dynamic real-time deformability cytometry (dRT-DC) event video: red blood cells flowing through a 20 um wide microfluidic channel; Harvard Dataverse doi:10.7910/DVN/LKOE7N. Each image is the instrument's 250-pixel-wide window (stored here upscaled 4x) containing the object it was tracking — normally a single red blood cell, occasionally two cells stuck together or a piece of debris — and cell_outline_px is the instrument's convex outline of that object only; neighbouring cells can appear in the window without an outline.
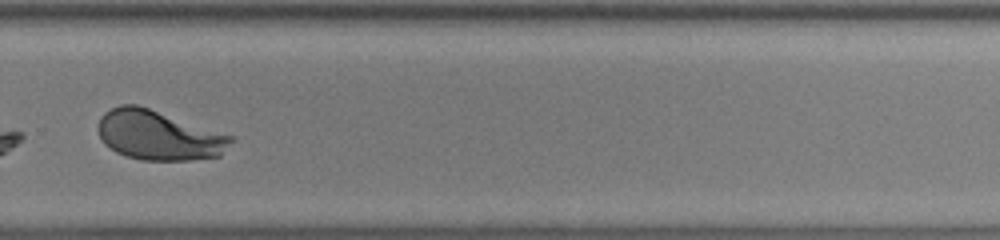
{"species": "human", "species_latin": "Homo sapiens", "temperature_condition": "warm", "stored_images_in_passage": 31, "camera_frame_rate_fps": 3000, "um_per_image_px": 0.085, "donor": {"sex": "male"}, "frame": {"image": 1, "passage_image": 22, "time_ms": 7.0, "image_size_px": [1000, 240], "cell_outline_px": [[232, 140], [220, 156], [192, 160], [140, 160], [116, 152], [104, 144], [96, 128], [100, 116], [104, 112], [120, 104], [136, 104], [232, 136]], "centroid_in_image_um": [13.42, 11.5], "position_along_channel_um": 316.4, "area_um2": 38.09}, "authors_computed_cell_mechanics": {"area_um2": 39.0728, "velocity_mm_per_s": 3.7828, "shape_relaxation_time_tau1_ms": 1.3187, "shape_relaxation_time_tau2_ms": null, "deformation_change_tau1": 0.333, "deformation_change_tau2": null}}